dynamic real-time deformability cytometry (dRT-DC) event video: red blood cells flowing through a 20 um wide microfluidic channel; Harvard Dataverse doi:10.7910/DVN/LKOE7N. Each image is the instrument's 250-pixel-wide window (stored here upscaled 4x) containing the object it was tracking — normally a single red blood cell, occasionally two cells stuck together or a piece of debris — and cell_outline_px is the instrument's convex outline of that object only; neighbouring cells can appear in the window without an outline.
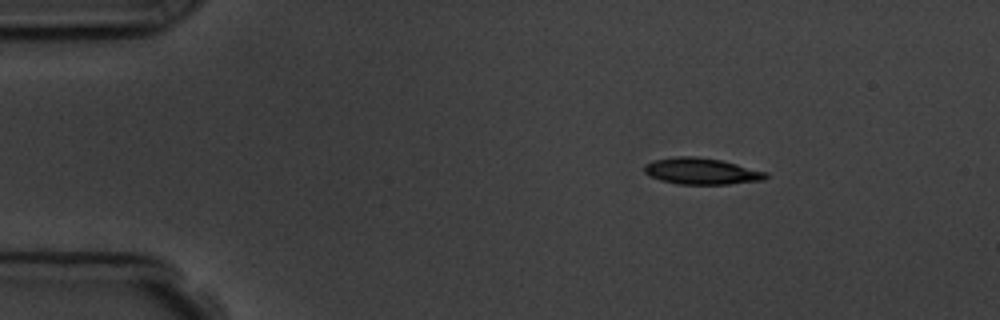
{"species": "common noctule bat (a hibernating species)", "species_latin": "Nyctalus noctula", "temperature_condition": "room temperature", "stored_images_in_passage": 5, "segment_of_instrument_passage": [1, 2], "camera_frame_rate_fps": 3000, "um_per_image_px": 0.085, "animal": {"sex": "male", "body_mass_g": 19.5, "forearm_length_mm": 54.6}, "frame": {"image": 1, "passage_image": 2, "time_ms": 1.333, "image_size_px": [1000, 320], "cell_outline_px": [[768, 176], [764, 180], [728, 184], [680, 184], [660, 180], [644, 172], [644, 164], [652, 160], [676, 156], [696, 156], [720, 160], [768, 172]], "centroid_in_image_um": [59.62, 14.54], "position_along_channel_um": 25.4, "area_um2": 18.67}}